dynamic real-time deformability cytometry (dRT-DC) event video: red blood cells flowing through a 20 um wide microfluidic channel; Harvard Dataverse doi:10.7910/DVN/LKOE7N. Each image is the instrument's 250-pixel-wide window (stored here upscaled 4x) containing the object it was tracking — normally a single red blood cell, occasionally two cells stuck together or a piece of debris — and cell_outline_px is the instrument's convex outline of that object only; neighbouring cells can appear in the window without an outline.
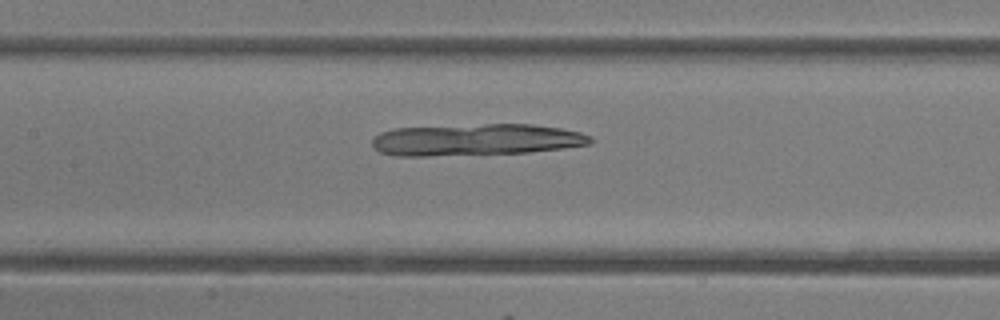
{"species": "common noctule bat (a hibernating species)", "species_latin": "Nyctalus noctula", "temperature_condition": "room temperature", "stored_images_in_passage": 49, "camera_frame_rate_fps": 3000, "um_per_image_px": 0.085, "animal": {"sex": "female"}, "frame": {"image": 1, "passage_image": 23, "time_ms": 7.333, "image_size_px": [1000, 320], "cell_outline_px": [[592, 144], [564, 148], [528, 152], [428, 156], [396, 156], [380, 152], [372, 148], [372, 136], [380, 132], [392, 128], [484, 124], [532, 124], [560, 128], [580, 132], [592, 136]], "centroid_in_image_um": [40.42, 11.87], "position_along_channel_um": 167.0, "area_um2": 40.69}}